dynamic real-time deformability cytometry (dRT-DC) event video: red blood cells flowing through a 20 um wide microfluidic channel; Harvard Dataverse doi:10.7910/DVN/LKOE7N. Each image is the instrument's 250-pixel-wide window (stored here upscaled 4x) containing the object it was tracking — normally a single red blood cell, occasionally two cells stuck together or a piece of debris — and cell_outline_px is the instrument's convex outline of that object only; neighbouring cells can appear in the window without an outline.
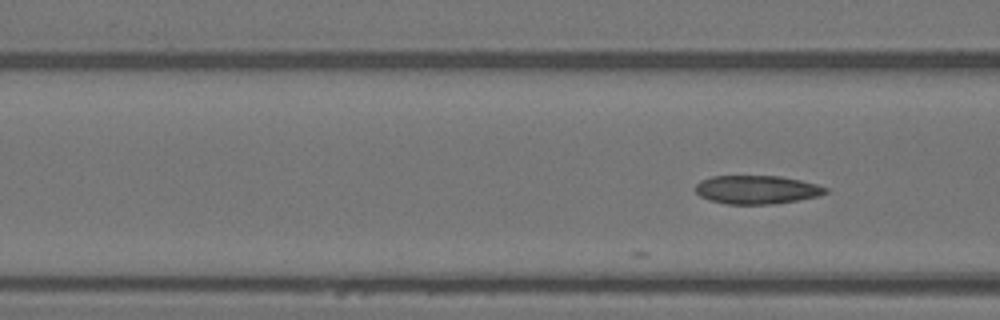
{"species": "Egyptian fruit bat (a non-hibernating species)", "species_latin": "Rousettus aegyptiacus", "temperature_condition": "warm", "stored_images_in_passage": 4, "camera_frame_rate_fps": 3000, "um_per_image_px": 0.085, "animal": {"sex": "female"}, "frame": {"image": 1, "passage_image": 4, "time_ms": 1.0, "image_size_px": [1000, 320], "cell_outline_px": [[828, 192], [816, 196], [796, 200], [772, 204], [728, 204], [708, 200], [700, 196], [692, 188], [700, 180], [712, 176], [780, 176], [800, 180], [816, 184], [828, 188]], "centroid_in_image_um": [64.26, 16.12], "position_along_channel_um": 102.3, "area_um2": 21.62}}